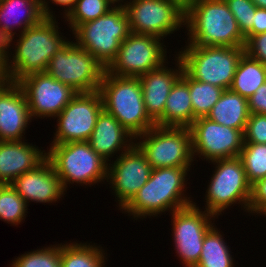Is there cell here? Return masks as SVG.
<instances>
[{"mask_svg":"<svg viewBox=\"0 0 266 267\" xmlns=\"http://www.w3.org/2000/svg\"><path fill=\"white\" fill-rule=\"evenodd\" d=\"M181 78L189 85L193 122L196 118L207 117L224 90L209 83L199 82L191 78L184 70Z\"/></svg>","mask_w":266,"mask_h":267,"instance_id":"f1b7e54d","label":"cell"},{"mask_svg":"<svg viewBox=\"0 0 266 267\" xmlns=\"http://www.w3.org/2000/svg\"><path fill=\"white\" fill-rule=\"evenodd\" d=\"M266 32V9L258 8L255 11L252 29L244 36L247 41L251 36Z\"/></svg>","mask_w":266,"mask_h":267,"instance_id":"f35d334b","label":"cell"},{"mask_svg":"<svg viewBox=\"0 0 266 267\" xmlns=\"http://www.w3.org/2000/svg\"><path fill=\"white\" fill-rule=\"evenodd\" d=\"M105 254L103 247L96 246L95 243L60 244L61 267H105Z\"/></svg>","mask_w":266,"mask_h":267,"instance_id":"4316f807","label":"cell"},{"mask_svg":"<svg viewBox=\"0 0 266 267\" xmlns=\"http://www.w3.org/2000/svg\"><path fill=\"white\" fill-rule=\"evenodd\" d=\"M244 143L266 144V114H250L244 132Z\"/></svg>","mask_w":266,"mask_h":267,"instance_id":"e575fe53","label":"cell"},{"mask_svg":"<svg viewBox=\"0 0 266 267\" xmlns=\"http://www.w3.org/2000/svg\"><path fill=\"white\" fill-rule=\"evenodd\" d=\"M106 68L87 50L67 41L50 59L46 73L77 93L99 91Z\"/></svg>","mask_w":266,"mask_h":267,"instance_id":"9c48e42d","label":"cell"},{"mask_svg":"<svg viewBox=\"0 0 266 267\" xmlns=\"http://www.w3.org/2000/svg\"><path fill=\"white\" fill-rule=\"evenodd\" d=\"M50 2L54 3L55 5L57 4V6L59 5L60 7H62V9L64 8V12H63V19L64 17H66L69 12L73 9L75 3L77 0H49ZM47 0H41V8L43 11V14L45 17H55L53 14V11H51V8L49 6L48 3H50Z\"/></svg>","mask_w":266,"mask_h":267,"instance_id":"ab89813d","label":"cell"},{"mask_svg":"<svg viewBox=\"0 0 266 267\" xmlns=\"http://www.w3.org/2000/svg\"><path fill=\"white\" fill-rule=\"evenodd\" d=\"M135 144L144 153L152 169L190 168L197 157L193 156L192 135L188 127L155 125L144 134L137 136Z\"/></svg>","mask_w":266,"mask_h":267,"instance_id":"30bf717a","label":"cell"},{"mask_svg":"<svg viewBox=\"0 0 266 267\" xmlns=\"http://www.w3.org/2000/svg\"><path fill=\"white\" fill-rule=\"evenodd\" d=\"M32 118L27 98L17 82L0 86V141H22ZM24 134V135H23Z\"/></svg>","mask_w":266,"mask_h":267,"instance_id":"ac0fdd59","label":"cell"},{"mask_svg":"<svg viewBox=\"0 0 266 267\" xmlns=\"http://www.w3.org/2000/svg\"><path fill=\"white\" fill-rule=\"evenodd\" d=\"M58 29L56 17H44L18 35L19 39L12 46L14 53L10 51L6 56L10 82H18L32 73L46 72L54 53L67 41Z\"/></svg>","mask_w":266,"mask_h":267,"instance_id":"3957f363","label":"cell"},{"mask_svg":"<svg viewBox=\"0 0 266 267\" xmlns=\"http://www.w3.org/2000/svg\"><path fill=\"white\" fill-rule=\"evenodd\" d=\"M193 123V107L189 85L180 77L167 97L163 118L156 124L162 127H190Z\"/></svg>","mask_w":266,"mask_h":267,"instance_id":"cb8c5ba5","label":"cell"},{"mask_svg":"<svg viewBox=\"0 0 266 267\" xmlns=\"http://www.w3.org/2000/svg\"><path fill=\"white\" fill-rule=\"evenodd\" d=\"M184 26L188 31V45L245 46V37L225 0H192L187 3Z\"/></svg>","mask_w":266,"mask_h":267,"instance_id":"7a4b0ae2","label":"cell"},{"mask_svg":"<svg viewBox=\"0 0 266 267\" xmlns=\"http://www.w3.org/2000/svg\"><path fill=\"white\" fill-rule=\"evenodd\" d=\"M0 51H9V40L0 31Z\"/></svg>","mask_w":266,"mask_h":267,"instance_id":"b9f144b4","label":"cell"},{"mask_svg":"<svg viewBox=\"0 0 266 267\" xmlns=\"http://www.w3.org/2000/svg\"><path fill=\"white\" fill-rule=\"evenodd\" d=\"M251 2L258 8L266 9V0H251Z\"/></svg>","mask_w":266,"mask_h":267,"instance_id":"7bdbcfd3","label":"cell"},{"mask_svg":"<svg viewBox=\"0 0 266 267\" xmlns=\"http://www.w3.org/2000/svg\"><path fill=\"white\" fill-rule=\"evenodd\" d=\"M249 115L247 98L227 89L207 117L218 124L245 132Z\"/></svg>","mask_w":266,"mask_h":267,"instance_id":"d4e9b609","label":"cell"},{"mask_svg":"<svg viewBox=\"0 0 266 267\" xmlns=\"http://www.w3.org/2000/svg\"><path fill=\"white\" fill-rule=\"evenodd\" d=\"M91 148L107 163L109 158L130 149L135 144V137L119 121L104 109L98 115L94 130L88 140Z\"/></svg>","mask_w":266,"mask_h":267,"instance_id":"7402d4cb","label":"cell"},{"mask_svg":"<svg viewBox=\"0 0 266 267\" xmlns=\"http://www.w3.org/2000/svg\"><path fill=\"white\" fill-rule=\"evenodd\" d=\"M184 6L192 0H179Z\"/></svg>","mask_w":266,"mask_h":267,"instance_id":"f6af8a7d","label":"cell"},{"mask_svg":"<svg viewBox=\"0 0 266 267\" xmlns=\"http://www.w3.org/2000/svg\"><path fill=\"white\" fill-rule=\"evenodd\" d=\"M249 213L266 216V177L252 185Z\"/></svg>","mask_w":266,"mask_h":267,"instance_id":"d590c367","label":"cell"},{"mask_svg":"<svg viewBox=\"0 0 266 267\" xmlns=\"http://www.w3.org/2000/svg\"><path fill=\"white\" fill-rule=\"evenodd\" d=\"M99 92L103 109L135 138L156 125L146 112L138 77L112 75L105 70Z\"/></svg>","mask_w":266,"mask_h":267,"instance_id":"277c9868","label":"cell"},{"mask_svg":"<svg viewBox=\"0 0 266 267\" xmlns=\"http://www.w3.org/2000/svg\"><path fill=\"white\" fill-rule=\"evenodd\" d=\"M203 210L192 203L171 213L174 250L184 267H194L199 262L204 237L214 225L211 220L216 216Z\"/></svg>","mask_w":266,"mask_h":267,"instance_id":"4fadbf2b","label":"cell"},{"mask_svg":"<svg viewBox=\"0 0 266 267\" xmlns=\"http://www.w3.org/2000/svg\"><path fill=\"white\" fill-rule=\"evenodd\" d=\"M192 135L193 156L206 161L233 158L240 155L244 145V132L199 117L189 127Z\"/></svg>","mask_w":266,"mask_h":267,"instance_id":"9a60e30c","label":"cell"},{"mask_svg":"<svg viewBox=\"0 0 266 267\" xmlns=\"http://www.w3.org/2000/svg\"><path fill=\"white\" fill-rule=\"evenodd\" d=\"M11 185L27 204L58 202L67 191L48 159L34 170L17 177Z\"/></svg>","mask_w":266,"mask_h":267,"instance_id":"d6986e66","label":"cell"},{"mask_svg":"<svg viewBox=\"0 0 266 267\" xmlns=\"http://www.w3.org/2000/svg\"><path fill=\"white\" fill-rule=\"evenodd\" d=\"M174 60L176 69L167 67L164 63L161 67L138 77L146 112L155 124L163 118L167 97L183 72L182 61L176 54Z\"/></svg>","mask_w":266,"mask_h":267,"instance_id":"ffe728a7","label":"cell"},{"mask_svg":"<svg viewBox=\"0 0 266 267\" xmlns=\"http://www.w3.org/2000/svg\"><path fill=\"white\" fill-rule=\"evenodd\" d=\"M44 17L41 0H0V31L9 40V49L18 28L21 34Z\"/></svg>","mask_w":266,"mask_h":267,"instance_id":"603a6c76","label":"cell"},{"mask_svg":"<svg viewBox=\"0 0 266 267\" xmlns=\"http://www.w3.org/2000/svg\"><path fill=\"white\" fill-rule=\"evenodd\" d=\"M10 267H61L60 244L50 245L41 249L22 254L12 260Z\"/></svg>","mask_w":266,"mask_h":267,"instance_id":"d6a6232c","label":"cell"},{"mask_svg":"<svg viewBox=\"0 0 266 267\" xmlns=\"http://www.w3.org/2000/svg\"><path fill=\"white\" fill-rule=\"evenodd\" d=\"M71 32L76 39L74 43L107 68L131 29L124 6H114L103 16L80 24Z\"/></svg>","mask_w":266,"mask_h":267,"instance_id":"5b68a950","label":"cell"},{"mask_svg":"<svg viewBox=\"0 0 266 267\" xmlns=\"http://www.w3.org/2000/svg\"><path fill=\"white\" fill-rule=\"evenodd\" d=\"M265 82L266 66L244 53L237 65L230 90L248 99Z\"/></svg>","mask_w":266,"mask_h":267,"instance_id":"484cf974","label":"cell"},{"mask_svg":"<svg viewBox=\"0 0 266 267\" xmlns=\"http://www.w3.org/2000/svg\"><path fill=\"white\" fill-rule=\"evenodd\" d=\"M161 40L153 35L130 33L106 71L112 75L139 77L164 63L168 65L167 49Z\"/></svg>","mask_w":266,"mask_h":267,"instance_id":"7c38bea8","label":"cell"},{"mask_svg":"<svg viewBox=\"0 0 266 267\" xmlns=\"http://www.w3.org/2000/svg\"><path fill=\"white\" fill-rule=\"evenodd\" d=\"M245 53L266 66V32L251 36L245 42Z\"/></svg>","mask_w":266,"mask_h":267,"instance_id":"8d00e7d4","label":"cell"},{"mask_svg":"<svg viewBox=\"0 0 266 267\" xmlns=\"http://www.w3.org/2000/svg\"><path fill=\"white\" fill-rule=\"evenodd\" d=\"M244 47H216L187 45L176 52L183 70L193 79L230 89Z\"/></svg>","mask_w":266,"mask_h":267,"instance_id":"52a82bcc","label":"cell"},{"mask_svg":"<svg viewBox=\"0 0 266 267\" xmlns=\"http://www.w3.org/2000/svg\"><path fill=\"white\" fill-rule=\"evenodd\" d=\"M27 98L30 116L55 118L77 95L71 87L46 72L29 74L17 82Z\"/></svg>","mask_w":266,"mask_h":267,"instance_id":"2e32d148","label":"cell"},{"mask_svg":"<svg viewBox=\"0 0 266 267\" xmlns=\"http://www.w3.org/2000/svg\"><path fill=\"white\" fill-rule=\"evenodd\" d=\"M25 141H0V184H11L47 159L45 150Z\"/></svg>","mask_w":266,"mask_h":267,"instance_id":"44dd1931","label":"cell"},{"mask_svg":"<svg viewBox=\"0 0 266 267\" xmlns=\"http://www.w3.org/2000/svg\"><path fill=\"white\" fill-rule=\"evenodd\" d=\"M6 83H8V82H0V86L3 85V84H6Z\"/></svg>","mask_w":266,"mask_h":267,"instance_id":"bcb514c9","label":"cell"},{"mask_svg":"<svg viewBox=\"0 0 266 267\" xmlns=\"http://www.w3.org/2000/svg\"><path fill=\"white\" fill-rule=\"evenodd\" d=\"M225 2L234 15L240 32L245 36L253 27L257 7L251 0H225Z\"/></svg>","mask_w":266,"mask_h":267,"instance_id":"836d02e7","label":"cell"},{"mask_svg":"<svg viewBox=\"0 0 266 267\" xmlns=\"http://www.w3.org/2000/svg\"><path fill=\"white\" fill-rule=\"evenodd\" d=\"M113 7L108 0H77L73 9L64 18L73 31L78 25L103 16Z\"/></svg>","mask_w":266,"mask_h":267,"instance_id":"1f68e13d","label":"cell"},{"mask_svg":"<svg viewBox=\"0 0 266 267\" xmlns=\"http://www.w3.org/2000/svg\"><path fill=\"white\" fill-rule=\"evenodd\" d=\"M50 145L47 159L65 190L74 183L93 186L107 181L108 163L91 148L88 141Z\"/></svg>","mask_w":266,"mask_h":267,"instance_id":"8992f818","label":"cell"},{"mask_svg":"<svg viewBox=\"0 0 266 267\" xmlns=\"http://www.w3.org/2000/svg\"><path fill=\"white\" fill-rule=\"evenodd\" d=\"M124 8L131 33L164 39L184 27L185 6L179 0H130Z\"/></svg>","mask_w":266,"mask_h":267,"instance_id":"8fae6325","label":"cell"},{"mask_svg":"<svg viewBox=\"0 0 266 267\" xmlns=\"http://www.w3.org/2000/svg\"><path fill=\"white\" fill-rule=\"evenodd\" d=\"M211 164L215 170L205 192V210L218 219L229 206L240 204L249 213L252 185L240 157L218 159Z\"/></svg>","mask_w":266,"mask_h":267,"instance_id":"ba28073f","label":"cell"},{"mask_svg":"<svg viewBox=\"0 0 266 267\" xmlns=\"http://www.w3.org/2000/svg\"><path fill=\"white\" fill-rule=\"evenodd\" d=\"M28 205L11 184H0V220L18 226L26 219Z\"/></svg>","mask_w":266,"mask_h":267,"instance_id":"f546056e","label":"cell"},{"mask_svg":"<svg viewBox=\"0 0 266 267\" xmlns=\"http://www.w3.org/2000/svg\"><path fill=\"white\" fill-rule=\"evenodd\" d=\"M239 157L251 185L266 177V144L244 143Z\"/></svg>","mask_w":266,"mask_h":267,"instance_id":"4dcf8cb0","label":"cell"},{"mask_svg":"<svg viewBox=\"0 0 266 267\" xmlns=\"http://www.w3.org/2000/svg\"><path fill=\"white\" fill-rule=\"evenodd\" d=\"M221 231L213 225L206 233L199 262L194 267H234L235 262Z\"/></svg>","mask_w":266,"mask_h":267,"instance_id":"83f0119b","label":"cell"},{"mask_svg":"<svg viewBox=\"0 0 266 267\" xmlns=\"http://www.w3.org/2000/svg\"><path fill=\"white\" fill-rule=\"evenodd\" d=\"M114 6H124L126 1L125 0H108ZM125 1V2H124ZM124 4H122V3ZM116 3V4H115Z\"/></svg>","mask_w":266,"mask_h":267,"instance_id":"ee69618b","label":"cell"},{"mask_svg":"<svg viewBox=\"0 0 266 267\" xmlns=\"http://www.w3.org/2000/svg\"><path fill=\"white\" fill-rule=\"evenodd\" d=\"M8 52L0 51V82H10L6 68V56Z\"/></svg>","mask_w":266,"mask_h":267,"instance_id":"60d3db41","label":"cell"},{"mask_svg":"<svg viewBox=\"0 0 266 267\" xmlns=\"http://www.w3.org/2000/svg\"><path fill=\"white\" fill-rule=\"evenodd\" d=\"M115 158L108 163L107 182L121 210L148 181L152 168L136 144Z\"/></svg>","mask_w":266,"mask_h":267,"instance_id":"e0dca14e","label":"cell"},{"mask_svg":"<svg viewBox=\"0 0 266 267\" xmlns=\"http://www.w3.org/2000/svg\"><path fill=\"white\" fill-rule=\"evenodd\" d=\"M102 110L103 100L99 91L77 93L55 117L57 128L50 144L88 141Z\"/></svg>","mask_w":266,"mask_h":267,"instance_id":"5bb4252c","label":"cell"},{"mask_svg":"<svg viewBox=\"0 0 266 267\" xmlns=\"http://www.w3.org/2000/svg\"><path fill=\"white\" fill-rule=\"evenodd\" d=\"M247 101L250 114H266V82Z\"/></svg>","mask_w":266,"mask_h":267,"instance_id":"74e56055","label":"cell"},{"mask_svg":"<svg viewBox=\"0 0 266 267\" xmlns=\"http://www.w3.org/2000/svg\"><path fill=\"white\" fill-rule=\"evenodd\" d=\"M189 167L152 169L148 181L121 209L132 218L156 217L165 211H173L195 203L185 195Z\"/></svg>","mask_w":266,"mask_h":267,"instance_id":"6da1fadb","label":"cell"}]
</instances>
